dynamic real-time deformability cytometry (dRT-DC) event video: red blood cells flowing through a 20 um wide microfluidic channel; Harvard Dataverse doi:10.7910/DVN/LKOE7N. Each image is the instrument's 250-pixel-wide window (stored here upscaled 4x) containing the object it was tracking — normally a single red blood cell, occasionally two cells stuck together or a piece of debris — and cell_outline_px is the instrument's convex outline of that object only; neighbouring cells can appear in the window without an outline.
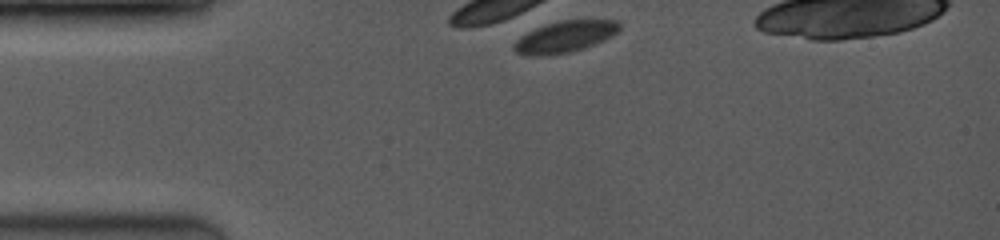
{"species": "common noctule bat (a hibernating species)", "species_latin": "Nyctalus noctula", "temperature_condition": "room temperature", "stored_images_in_passage": 3, "camera_frame_rate_fps": 3500, "um_per_image_px": 0.085, "animal": {"sex": "female", "body_mass_g": 19.0, "forearm_length_mm": 53.3}, "frame": {"image": 1, "passage_image": 1, "time_ms": 0.0, "image_size_px": [1000, 240], "cell_outline_px": [[620, 28], [616, 32], [592, 44], [568, 52], [540, 56], [528, 56], [516, 52], [512, 48], [512, 44], [516, 40], [528, 32], [536, 28], [560, 20], [616, 20], [620, 24]], "centroid_in_image_um": [47.94, 3.12], "position_along_channel_um": 37.1, "area_um2": 18.73}}